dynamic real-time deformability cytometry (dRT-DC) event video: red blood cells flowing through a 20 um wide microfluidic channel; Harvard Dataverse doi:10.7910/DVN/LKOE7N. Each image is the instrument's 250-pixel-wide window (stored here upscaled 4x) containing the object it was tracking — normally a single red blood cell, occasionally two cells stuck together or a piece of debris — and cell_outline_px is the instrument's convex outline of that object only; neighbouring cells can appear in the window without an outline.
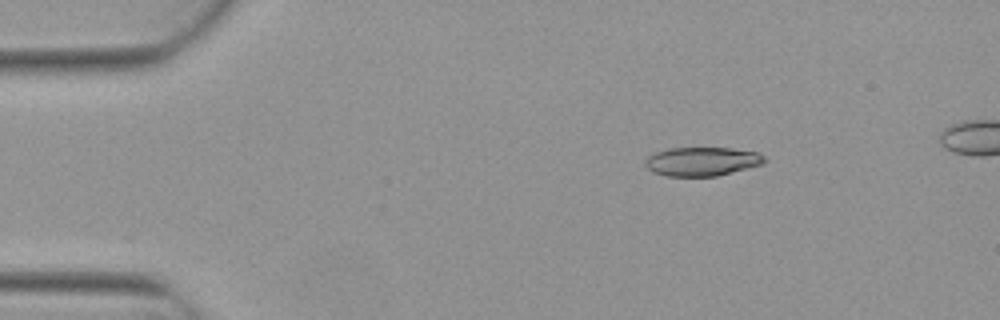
{"species": "Egyptian fruit bat (a non-hibernating species)", "species_latin": "Rousettus aegyptiacus", "temperature_condition": "warm", "stored_images_in_passage": 4, "camera_frame_rate_fps": 3000, "um_per_image_px": 0.085, "animal": {"sex": "female"}, "frame": {"image": 1, "passage_image": 1, "time_ms": 0.0, "image_size_px": [1000, 320], "cell_outline_px": [[768, 160], [764, 164], [716, 176], [668, 176], [652, 172], [644, 164], [644, 160], [648, 156], [656, 152], [668, 148], [732, 148], [756, 152], [764, 156]], "centroid_in_image_um": [59.67, 13.72], "position_along_channel_um": 25.3, "area_um2": 20.11}}